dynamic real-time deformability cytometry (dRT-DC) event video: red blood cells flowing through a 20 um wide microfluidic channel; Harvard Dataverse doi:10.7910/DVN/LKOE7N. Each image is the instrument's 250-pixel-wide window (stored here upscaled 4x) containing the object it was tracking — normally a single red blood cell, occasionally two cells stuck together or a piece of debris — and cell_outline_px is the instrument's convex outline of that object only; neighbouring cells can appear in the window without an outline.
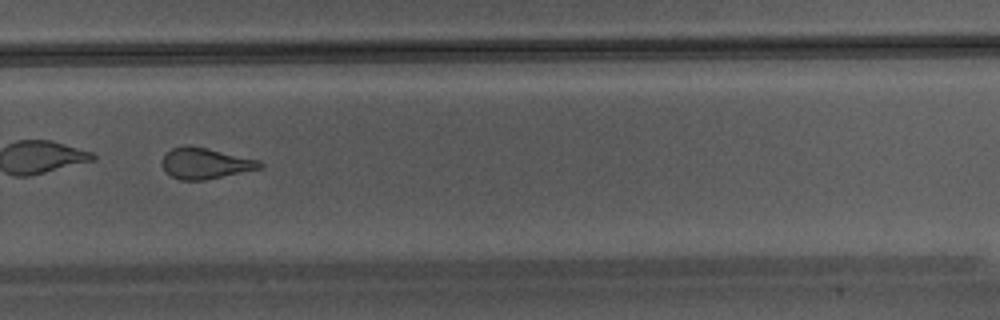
{"species": "Egyptian fruit bat (a non-hibernating species)", "species_latin": "Rousettus aegyptiacus", "temperature_condition": "warm", "stored_images_in_passage": 47, "camera_frame_rate_fps": 3000, "um_per_image_px": 0.085, "animal": {"sex": "male"}, "frame": {"image": 1, "passage_image": 34, "time_ms": 11.0, "image_size_px": [1000, 320], "cell_outline_px": [[264, 168], [204, 180], [180, 180], [164, 172], [160, 164], [164, 156], [172, 148], [208, 148], [260, 160], [264, 164]], "centroid_in_image_um": [17.49, 13.92], "position_along_channel_um": 312.3, "area_um2": 17.4}}